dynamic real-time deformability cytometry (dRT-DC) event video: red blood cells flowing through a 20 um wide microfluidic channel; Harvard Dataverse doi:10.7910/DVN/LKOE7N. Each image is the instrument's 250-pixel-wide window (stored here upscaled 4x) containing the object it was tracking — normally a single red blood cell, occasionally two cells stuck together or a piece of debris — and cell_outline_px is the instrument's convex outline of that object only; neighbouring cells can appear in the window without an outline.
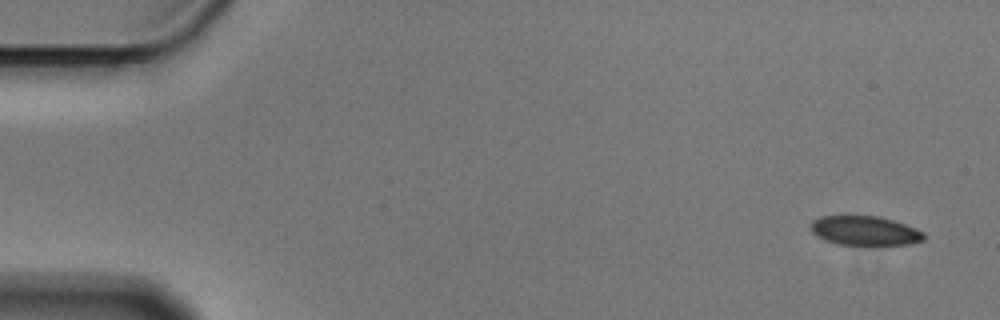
{"species": "Egyptian fruit bat (a non-hibernating species)", "species_latin": "Rousettus aegyptiacus", "temperature_condition": "cold", "stored_images_in_passage": 4, "camera_frame_rate_fps": 3000, "um_per_image_px": 0.085, "animal": {"sex": "male"}, "frame": {"image": 1, "passage_image": 1, "time_ms": 0.0, "image_size_px": [1000, 320], "cell_outline_px": [[924, 240], [908, 244], [836, 244], [824, 240], [816, 236], [812, 232], [812, 220], [820, 216], [880, 216], [916, 228], [924, 232]], "centroid_in_image_um": [73.49, 19.6], "position_along_channel_um": 11.5, "area_um2": 19.13}}
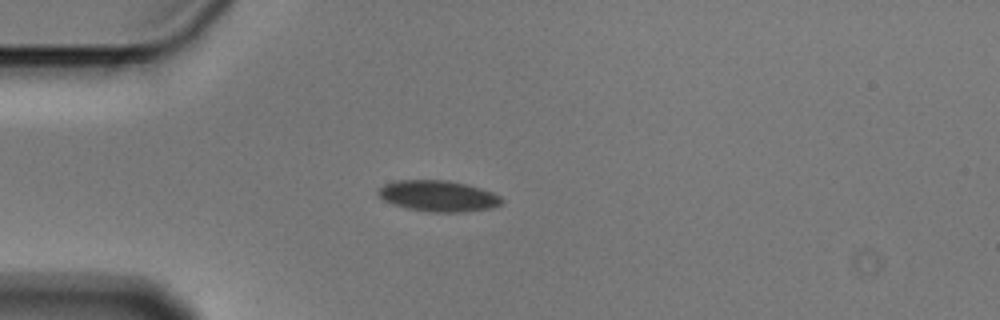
{"frame": {"image": 2, "passage_image": 4, "time_ms": 1.0, "image_size_px": [1000, 320], "cell_outline_px": [[504, 200], [500, 204], [492, 208], [464, 212], [428, 212], [408, 208], [392, 204], [384, 200], [376, 192], [384, 184], [396, 180], [448, 180], [480, 188], [492, 192], [500, 196]], "centroid_in_image_um": [37.24, 16.66], "position_along_channel_um": 47.8, "area_um2": 22.31}}